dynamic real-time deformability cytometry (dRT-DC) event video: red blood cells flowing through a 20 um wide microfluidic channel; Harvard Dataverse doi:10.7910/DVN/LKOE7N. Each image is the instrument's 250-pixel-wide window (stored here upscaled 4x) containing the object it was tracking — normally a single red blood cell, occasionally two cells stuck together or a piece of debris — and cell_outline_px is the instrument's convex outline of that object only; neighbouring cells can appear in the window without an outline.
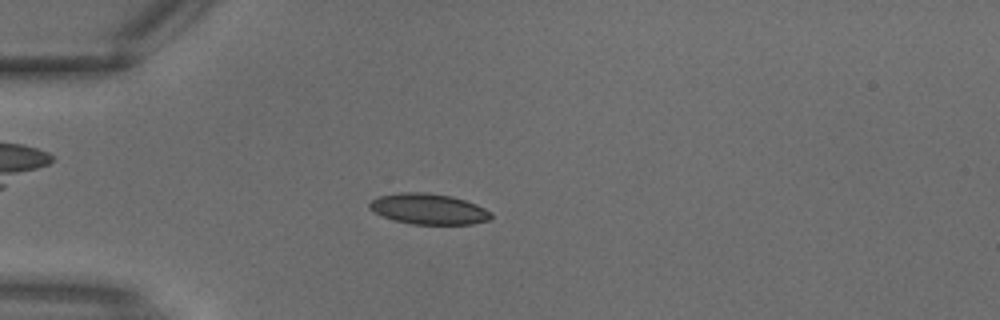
{"species": "common noctule bat (a hibernating species)", "species_latin": "Nyctalus noctula", "temperature_condition": "warm", "stored_images_in_passage": 2, "camera_frame_rate_fps": 3000, "um_per_image_px": 0.085, "animal": {"sex": "male", "body_mass_g": 18.8}, "frame": {"image": 1, "passage_image": 2, "time_ms": 0.333, "image_size_px": [1000, 320], "cell_outline_px": [[492, 216], [488, 220], [472, 224], [412, 224], [396, 220], [384, 216], [368, 208], [368, 204], [372, 200], [380, 196], [400, 192], [424, 192], [452, 196], [476, 204], [492, 212]], "centroid_in_image_um": [36.45, 17.76], "position_along_channel_um": 48.6, "area_um2": 21.56}}